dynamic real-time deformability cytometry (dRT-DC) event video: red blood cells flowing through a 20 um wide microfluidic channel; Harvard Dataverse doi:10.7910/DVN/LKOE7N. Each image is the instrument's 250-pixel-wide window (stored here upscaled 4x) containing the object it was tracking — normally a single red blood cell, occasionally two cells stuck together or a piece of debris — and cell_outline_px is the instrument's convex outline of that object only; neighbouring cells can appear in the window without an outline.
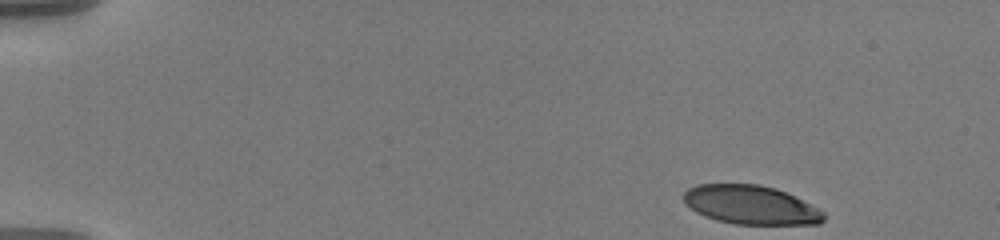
{"species": "human", "species_latin": "Homo sapiens", "temperature_condition": "warm", "stored_images_in_passage": 51, "camera_frame_rate_fps": 3000, "um_per_image_px": 0.085, "donor": {"sex": "male"}, "frame": {"image": 1, "passage_image": 1, "time_ms": 0.0, "image_size_px": [1000, 240], "cell_outline_px": [[824, 220], [820, 224], [736, 224], [716, 220], [704, 216], [696, 212], [684, 204], [684, 192], [688, 188], [696, 184], [760, 184], [776, 188], [824, 212]], "centroid_in_image_um": [63.76, 17.41], "position_along_channel_um": 21.2, "area_um2": 31.56}}
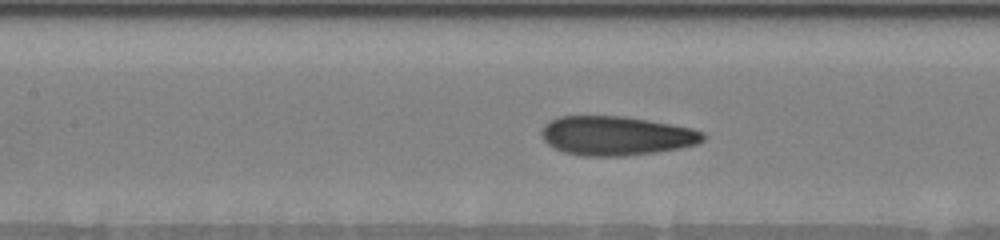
{"frame": {"image": 2, "passage_image": 22, "time_ms": 7.0, "image_size_px": [1000, 240], "cell_outline_px": [[708, 136], [704, 140], [696, 144], [680, 148], [656, 152], [624, 156], [584, 156], [564, 152], [548, 144], [544, 140], [540, 132], [544, 124], [560, 116], [624, 116], [672, 124], [692, 128], [704, 132]], "centroid_in_image_um": [52.4, 11.54], "position_along_channel_um": 155.0, "area_um2": 36.99}}
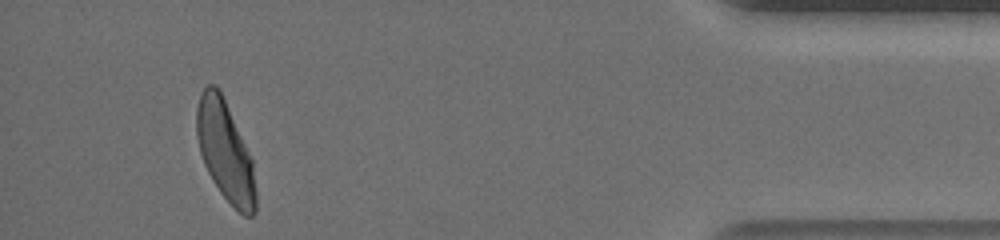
{"frame": {"image": 3, "passage_image": 48, "time_ms": 15.667, "image_size_px": [1000, 240], "cell_outline_px": [[256, 212], [252, 216], [244, 216], [220, 192], [212, 180], [204, 164], [200, 152], [196, 136], [196, 108], [200, 92], [208, 84], [216, 84], [220, 88], [252, 160], [256, 192]], "centroid_in_image_um": [19.12, 12.81], "position_along_channel_um": 416.1, "area_um2": 34.39}, "authors_computed_cell_mechanics": {"area_um2": 35.3158, "velocity_mm_per_s": 3.6024, "shape_relaxation_time_tau1_ms": 4.7852, "shape_relaxation_time_tau2_ms": 1.0275, "deformation_change_tau1": 0.1908, "deformation_change_tau2": 0.082}}